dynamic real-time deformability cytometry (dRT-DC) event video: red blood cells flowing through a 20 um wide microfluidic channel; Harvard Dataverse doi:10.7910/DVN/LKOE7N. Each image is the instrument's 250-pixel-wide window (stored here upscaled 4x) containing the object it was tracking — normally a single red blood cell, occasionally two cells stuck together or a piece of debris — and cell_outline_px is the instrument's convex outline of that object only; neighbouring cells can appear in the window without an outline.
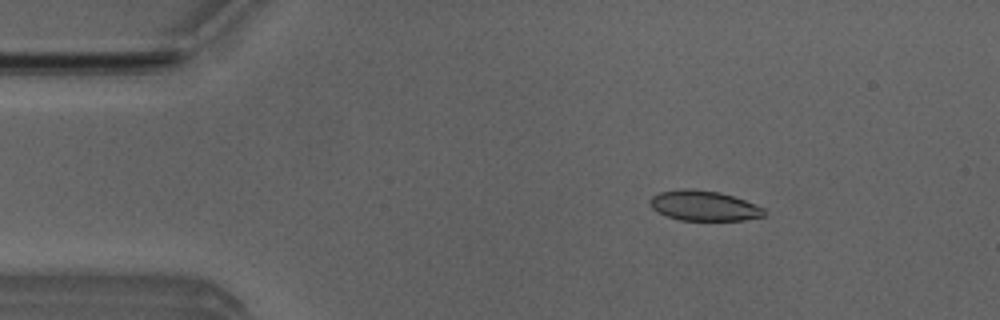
{"species": "Egyptian fruit bat (a non-hibernating species)", "species_latin": "Rousettus aegyptiacus", "temperature_condition": "room temperature", "stored_images_in_passage": 50, "camera_frame_rate_fps": 3000, "um_per_image_px": 0.085, "animal": {"sex": "male"}, "frame": {"image": 1, "passage_image": 6, "time_ms": 1.667, "image_size_px": [1000, 320], "cell_outline_px": [[768, 212], [764, 216], [744, 220], [680, 220], [656, 212], [652, 208], [648, 200], [652, 196], [660, 192], [684, 188], [688, 188], [720, 192], [756, 204], [764, 208]], "centroid_in_image_um": [59.84, 17.49], "position_along_channel_um": 25.2, "area_um2": 20.11}}
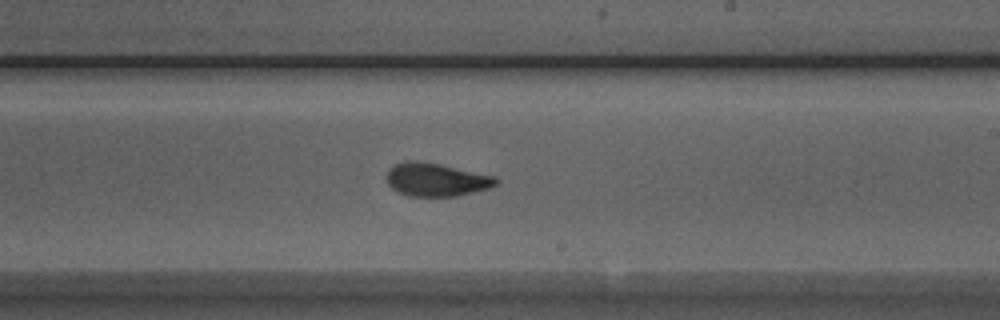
{"frame": {"image": 2, "passage_image": 28, "time_ms": 9.0, "image_size_px": [1000, 320], "cell_outline_px": [[500, 180], [492, 188], [456, 196], [408, 196], [396, 192], [388, 184], [384, 176], [388, 168], [404, 160], [416, 160], [440, 164], [496, 176]], "centroid_in_image_um": [37.05, 15.26], "position_along_channel_um": 251.9, "area_um2": 21.62}}
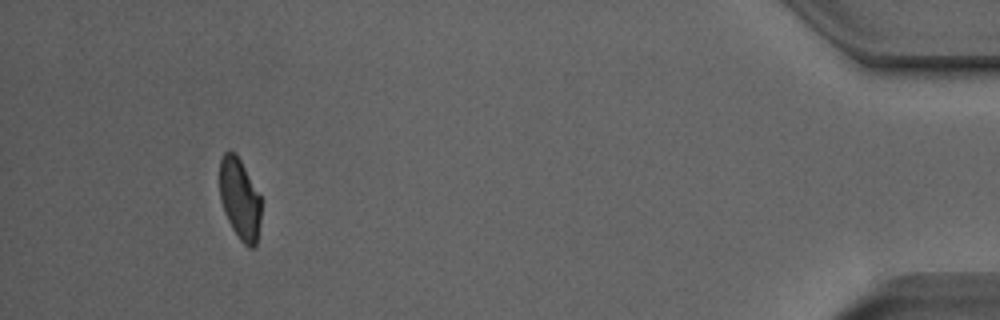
{"frame": {"image": 3, "passage_image": 46, "time_ms": 15.0, "image_size_px": [1000, 320], "cell_outline_px": [[260, 224], [256, 244], [252, 248], [248, 248], [240, 240], [232, 228], [224, 212], [220, 200], [220, 160], [224, 152], [232, 152], [240, 160], [260, 196]], "centroid_in_image_um": [20.37, 16.96], "position_along_channel_um": 414.8, "area_um2": 19.31}, "authors_computed_cell_mechanics": {"area_um2": 21.0103, "velocity_mm_per_s": 3.9378, "shape_relaxation_time_tau1_ms": 5.1181, "shape_relaxation_time_tau2_ms": 1.0793, "deformation_change_tau1": 0.1556, "deformation_change_tau2": 0.0622}}